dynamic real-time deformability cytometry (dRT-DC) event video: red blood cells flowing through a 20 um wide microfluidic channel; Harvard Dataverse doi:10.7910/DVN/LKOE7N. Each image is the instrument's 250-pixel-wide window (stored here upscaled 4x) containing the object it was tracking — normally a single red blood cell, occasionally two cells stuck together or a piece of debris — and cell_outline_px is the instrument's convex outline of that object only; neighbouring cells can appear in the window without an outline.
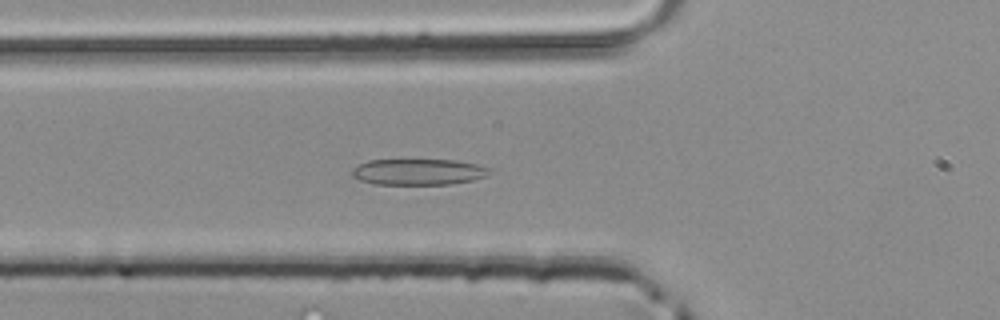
{"species": "common noctule bat (a hibernating species)", "species_latin": "Nyctalus noctula", "temperature_condition": "room temperature", "stored_images_in_passage": 33, "camera_frame_rate_fps": 3000, "um_per_image_px": 0.085, "animal": {"sex": "male", "body_mass_g": 20.4}, "frame": {"image": 1, "passage_image": 16, "time_ms": 5.0, "image_size_px": [1000, 320], "cell_outline_px": [[492, 172], [488, 176], [472, 180], [448, 184], [376, 184], [360, 180], [352, 176], [352, 168], [368, 160], [456, 160], [476, 164], [492, 168]], "centroid_in_image_um": [35.6, 14.6], "position_along_channel_um": 90.2, "area_um2": 20.92}}
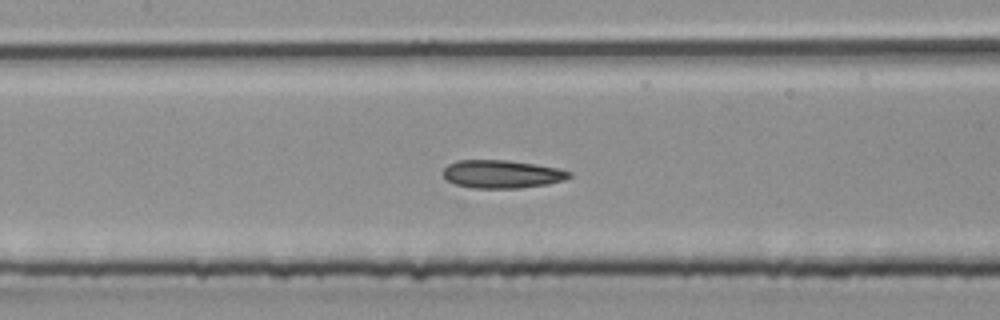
{"frame": {"image": 2, "passage_image": 21, "time_ms": 6.667, "image_size_px": [1000, 320], "cell_outline_px": [[572, 176], [564, 180], [548, 184], [520, 188], [472, 188], [456, 184], [448, 180], [444, 176], [444, 168], [448, 164], [456, 160], [508, 160], [536, 164], [560, 168], [572, 172]], "centroid_in_image_um": [42.7, 14.79], "position_along_channel_um": 164.7, "area_um2": 20.75}}
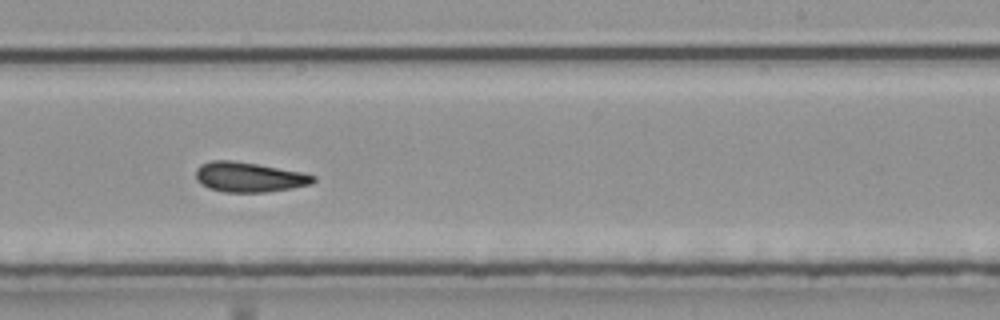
{"frame": {"image": 3, "passage_image": 28, "time_ms": 9.0, "image_size_px": [1000, 320], "cell_outline_px": [[316, 180], [312, 184], [292, 188], [264, 192], [224, 192], [208, 188], [200, 184], [196, 180], [196, 168], [200, 164], [212, 160], [232, 160], [256, 164], [300, 172], [316, 176]], "centroid_in_image_um": [21.13, 15.05], "position_along_channel_um": 267.9, "area_um2": 20.46}}